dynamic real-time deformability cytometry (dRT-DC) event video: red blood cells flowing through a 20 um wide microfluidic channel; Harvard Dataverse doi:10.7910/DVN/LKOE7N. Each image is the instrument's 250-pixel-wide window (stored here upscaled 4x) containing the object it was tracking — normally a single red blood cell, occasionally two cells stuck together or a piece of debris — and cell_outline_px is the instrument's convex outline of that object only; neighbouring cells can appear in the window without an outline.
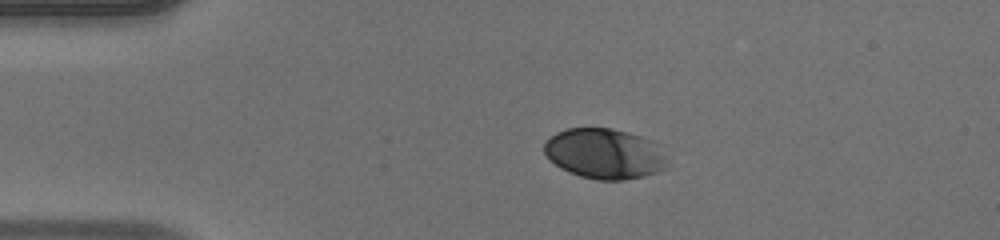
{"species": "human", "species_latin": "Homo sapiens", "temperature_condition": "warm", "stored_images_in_passage": 40, "camera_frame_rate_fps": 3000, "um_per_image_px": 0.085, "donor": {"sex": "male"}, "frame": {"image": 1, "passage_image": 1, "time_ms": 0.0, "image_size_px": [1000, 240], "cell_outline_px": [[668, 168], [644, 176], [624, 180], [596, 180], [580, 176], [568, 172], [560, 168], [544, 152], [544, 140], [556, 132], [564, 128], [612, 128], [628, 132], [652, 140], [656, 144], [668, 160]], "centroid_in_image_um": [51.38, 13.06], "position_along_channel_um": 33.6, "area_um2": 36.36}}
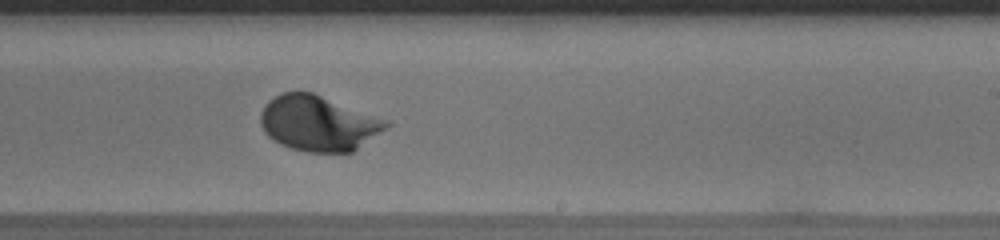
{"frame": {"image": 2, "passage_image": 21, "time_ms": 6.667, "image_size_px": [1000, 240], "cell_outline_px": [[392, 124], [352, 152], [308, 152], [292, 148], [280, 144], [272, 140], [264, 132], [260, 124], [260, 112], [264, 104], [268, 100], [284, 92], [312, 92], [392, 120]], "centroid_in_image_um": [27.08, 10.47], "position_along_channel_um": 261.9, "area_um2": 40.92}}
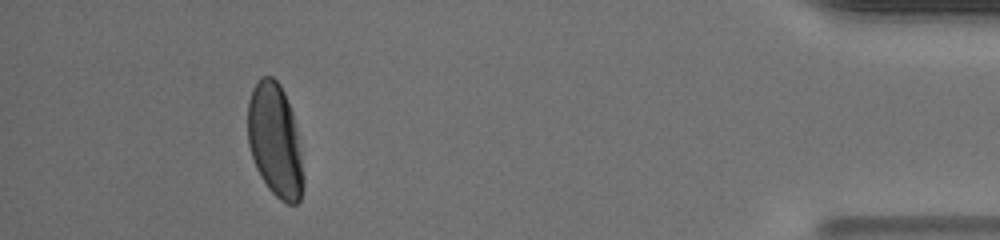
{"frame": {"image": 3, "passage_image": 36, "time_ms": 11.667, "image_size_px": [1000, 240], "cell_outline_px": [[304, 188], [300, 200], [296, 204], [288, 204], [280, 200], [268, 188], [260, 176], [256, 168], [248, 144], [248, 100], [252, 88], [260, 76], [272, 76], [280, 84], [284, 92], [292, 112], [296, 128], [304, 176]], "centroid_in_image_um": [23.37, 11.95], "position_along_channel_um": 411.8, "area_um2": 36.88}, "authors_computed_cell_mechanics": {"area_um2": 38.0613, "velocity_mm_per_s": 4.1509, "shape_relaxation_time_tau1_ms": 2.1643, "shape_relaxation_time_tau2_ms": null, "deformation_change_tau1": 0.1422, "deformation_change_tau2": null}}